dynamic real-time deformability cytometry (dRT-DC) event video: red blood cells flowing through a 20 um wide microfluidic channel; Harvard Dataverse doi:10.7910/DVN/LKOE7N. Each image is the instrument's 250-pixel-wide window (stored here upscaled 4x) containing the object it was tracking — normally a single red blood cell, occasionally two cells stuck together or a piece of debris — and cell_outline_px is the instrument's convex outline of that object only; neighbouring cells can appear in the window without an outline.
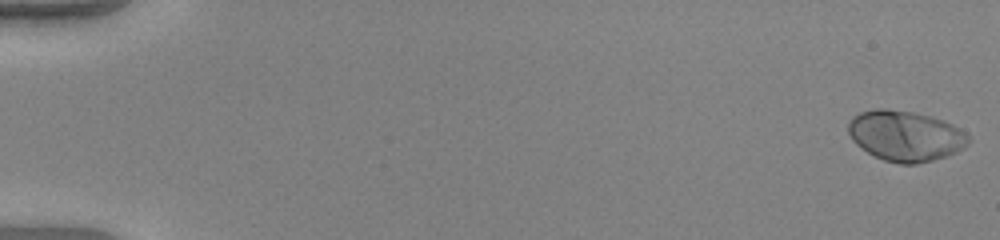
{"species": "human", "species_latin": "Homo sapiens", "temperature_condition": "warm", "stored_images_in_passage": 53, "camera_frame_rate_fps": 3000, "um_per_image_px": 0.085, "donor": {"sex": "female"}, "frame": {"image": 1, "passage_image": 1, "time_ms": 0.0, "image_size_px": [1000, 240], "cell_outline_px": [[972, 140], [964, 148], [948, 156], [916, 164], [900, 164], [884, 160], [860, 148], [852, 140], [848, 132], [848, 124], [852, 116], [860, 112], [876, 108], [884, 108], [912, 112], [944, 120], [968, 132]], "centroid_in_image_um": [76.99, 11.55], "position_along_channel_um": 8.0, "area_um2": 35.66}}
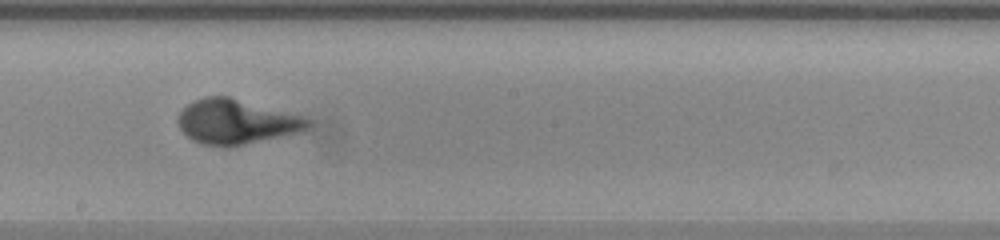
{"frame": {"image": 2, "passage_image": 31, "time_ms": 10.0, "image_size_px": [1000, 240], "cell_outline_px": [[312, 124], [308, 128], [300, 132], [228, 148], [200, 144], [192, 140], [180, 128], [176, 120], [180, 112], [192, 100], [204, 96], [228, 96], [308, 116], [312, 120]], "centroid_in_image_um": [20.13, 10.34], "position_along_channel_um": 228.1, "area_um2": 34.56}}
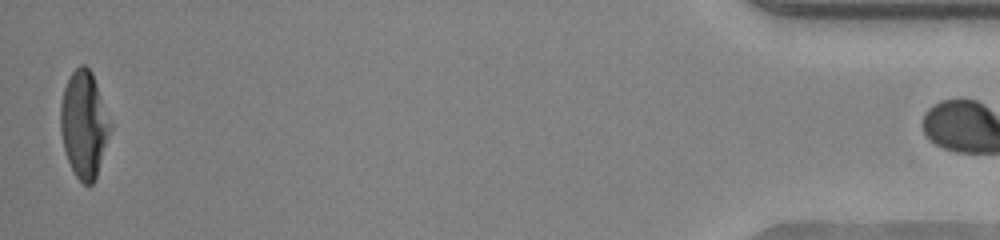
{"frame": {"image": 3, "passage_image": 52, "time_ms": 17.0, "image_size_px": [1000, 240], "cell_outline_px": [[112, 128], [96, 176], [92, 184], [88, 188], [76, 176], [68, 160], [64, 148], [60, 132], [60, 104], [64, 88], [72, 72], [80, 64], [84, 64], [92, 72], [112, 124]], "centroid_in_image_um": [7.14, 10.57], "position_along_channel_um": 428.1, "area_um2": 30.87}}